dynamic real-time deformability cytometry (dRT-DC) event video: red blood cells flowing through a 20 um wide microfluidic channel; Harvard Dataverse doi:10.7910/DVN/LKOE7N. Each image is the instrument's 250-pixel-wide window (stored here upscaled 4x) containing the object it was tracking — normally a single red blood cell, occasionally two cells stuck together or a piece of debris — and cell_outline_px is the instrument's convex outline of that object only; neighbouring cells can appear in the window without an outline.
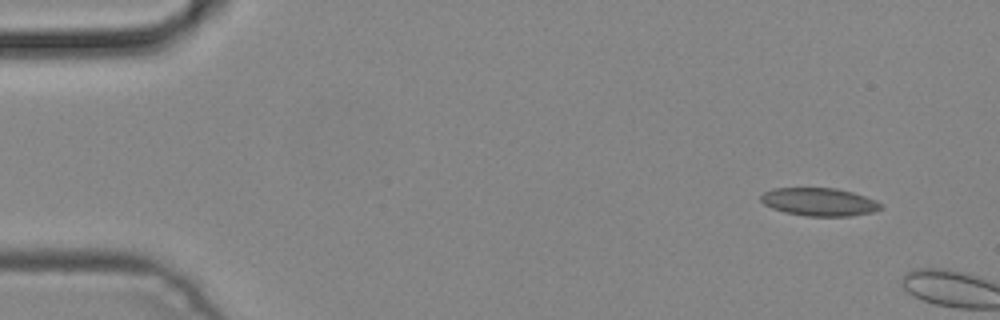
{"species": "common noctule bat (a hibernating species)", "species_latin": "Nyctalus noctula", "temperature_condition": "cold", "stored_images_in_passage": 4, "camera_frame_rate_fps": 3000, "um_per_image_px": 0.085, "animal": {"sex": "male", "body_mass_g": 19.2, "forearm_length_mm": 51.8}, "frame": {"image": 1, "passage_image": 4, "time_ms": 1.0, "image_size_px": [1000, 320], "cell_outline_px": [[884, 208], [872, 212], [852, 216], [808, 216], [784, 212], [772, 208], [764, 204], [760, 200], [760, 196], [764, 192], [772, 188], [836, 188], [852, 192], [876, 200], [884, 204]], "centroid_in_image_um": [69.66, 17.16], "position_along_channel_um": 15.3, "area_um2": 19.71}}